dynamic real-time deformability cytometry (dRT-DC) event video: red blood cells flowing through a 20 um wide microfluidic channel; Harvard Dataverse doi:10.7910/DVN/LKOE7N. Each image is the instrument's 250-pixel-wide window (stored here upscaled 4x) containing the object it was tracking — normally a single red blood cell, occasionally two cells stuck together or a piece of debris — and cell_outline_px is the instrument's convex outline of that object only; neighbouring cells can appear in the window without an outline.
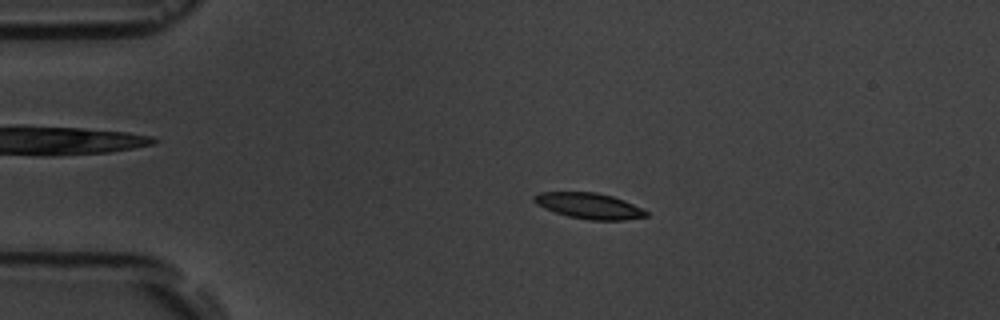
{"species": "common noctule bat (a hibernating species)", "species_latin": "Nyctalus noctula", "temperature_condition": "room temperature", "stored_images_in_passage": 3, "camera_frame_rate_fps": 3000, "um_per_image_px": 0.085, "animal": {"sex": "male", "body_mass_g": 19.5, "forearm_length_mm": 54.6}, "frame": {"image": 1, "passage_image": 1, "time_ms": 0.0, "image_size_px": [1000, 320], "cell_outline_px": [[648, 216], [624, 220], [588, 220], [568, 216], [544, 208], [536, 204], [532, 200], [532, 196], [540, 192], [596, 192], [612, 196], [624, 200], [648, 212]], "centroid_in_image_um": [50.04, 17.49], "position_along_channel_um": 35.0, "area_um2": 16.82}}
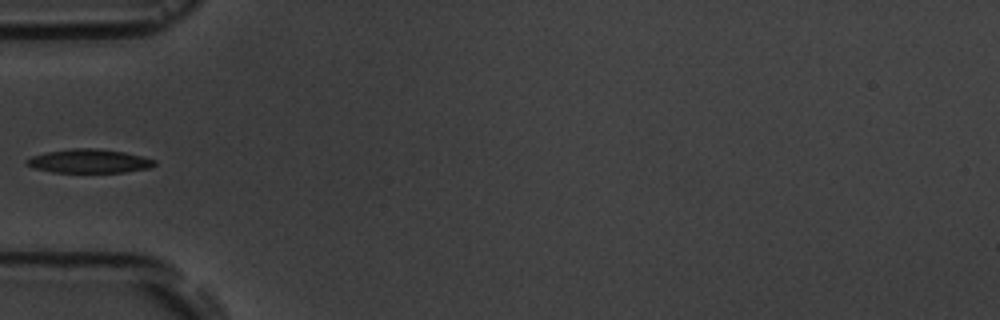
{"frame": {"image": 2, "passage_image": 3, "time_ms": 2.333, "image_size_px": [1000, 320], "cell_outline_px": [[156, 164], [148, 168], [124, 172], [52, 172], [36, 168], [24, 164], [24, 160], [32, 156], [44, 152], [72, 148], [96, 148], [124, 152], [144, 156], [156, 160]], "centroid_in_image_um": [7.56, 13.68], "position_along_channel_um": 77.4, "area_um2": 17.8}}